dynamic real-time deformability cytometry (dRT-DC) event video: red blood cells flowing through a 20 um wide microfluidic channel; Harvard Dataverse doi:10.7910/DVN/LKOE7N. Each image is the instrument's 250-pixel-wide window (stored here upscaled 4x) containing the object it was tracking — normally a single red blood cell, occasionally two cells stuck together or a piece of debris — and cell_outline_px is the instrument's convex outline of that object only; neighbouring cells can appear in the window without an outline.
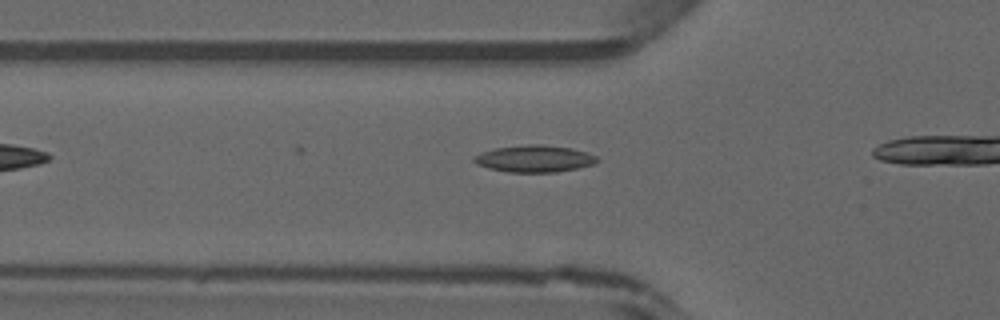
{"species": "common noctule bat (a hibernating species)", "species_latin": "Nyctalus noctula", "temperature_condition": "warm", "stored_images_in_passage": 7, "camera_frame_rate_fps": 3000, "um_per_image_px": 0.085, "animal": {"sex": "male", "forearm_length_mm": 52.5}, "frame": {"image": 1, "passage_image": 2, "time_ms": 0.333, "image_size_px": [1000, 320], "cell_outline_px": [[600, 160], [592, 164], [580, 168], [556, 172], [508, 172], [488, 168], [476, 164], [472, 160], [472, 156], [480, 152], [496, 148], [528, 144], [540, 144], [572, 148], [588, 152], [596, 156]], "centroid_in_image_um": [45.41, 13.49], "position_along_channel_um": 80.4, "area_um2": 19.48}}
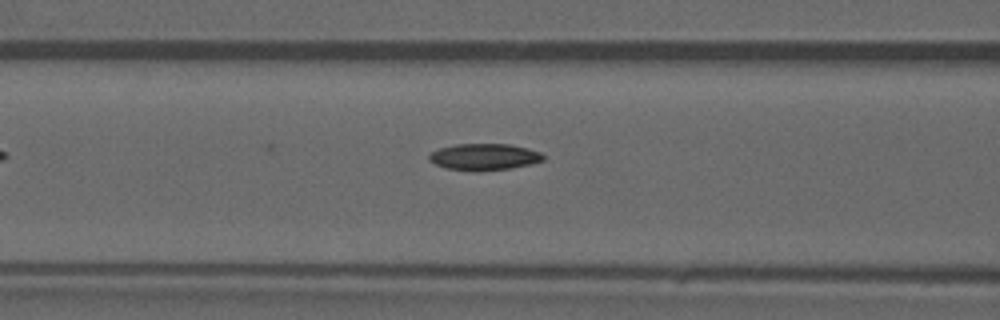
{"frame": {"image": 2, "passage_image": 5, "time_ms": 1.333, "image_size_px": [1000, 320], "cell_outline_px": [[544, 160], [528, 164], [508, 168], [448, 168], [436, 164], [428, 160], [428, 156], [432, 152], [440, 148], [456, 144], [508, 144], [528, 148], [540, 152], [544, 156]], "centroid_in_image_um": [41.17, 13.28], "position_along_channel_um": 125.4, "area_um2": 16.65}}